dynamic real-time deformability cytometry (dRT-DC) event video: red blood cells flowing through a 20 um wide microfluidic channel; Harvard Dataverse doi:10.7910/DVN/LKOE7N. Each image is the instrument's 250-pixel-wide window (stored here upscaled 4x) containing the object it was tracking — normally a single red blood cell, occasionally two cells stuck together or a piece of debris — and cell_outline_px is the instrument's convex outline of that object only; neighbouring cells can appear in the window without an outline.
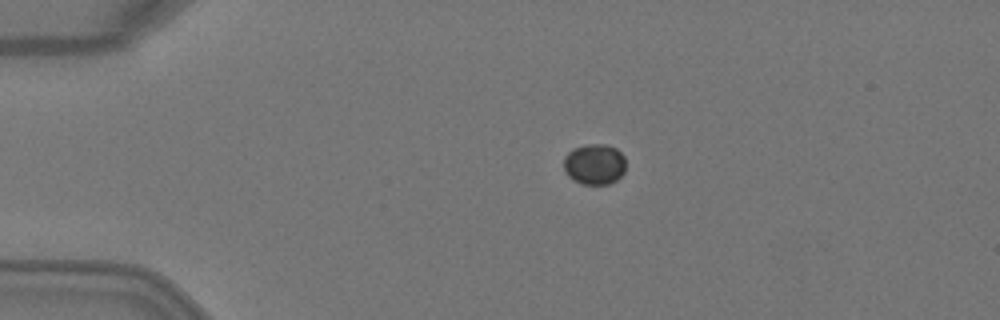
{"species": "Egyptian fruit bat (a non-hibernating species)", "species_latin": "Rousettus aegyptiacus", "temperature_condition": "warm", "stored_images_in_passage": 3, "camera_frame_rate_fps": 3000, "um_per_image_px": 0.085, "animal": {"sex": "female"}, "frame": {"image": 1, "passage_image": 2, "time_ms": 0.333, "image_size_px": [1000, 320], "cell_outline_px": [[624, 172], [616, 180], [608, 184], [580, 184], [572, 180], [564, 172], [564, 156], [572, 148], [588, 144], [604, 144], [616, 148], [624, 156]], "centroid_in_image_um": [50.49, 13.96], "position_along_channel_um": 34.5, "area_um2": 14.85}}